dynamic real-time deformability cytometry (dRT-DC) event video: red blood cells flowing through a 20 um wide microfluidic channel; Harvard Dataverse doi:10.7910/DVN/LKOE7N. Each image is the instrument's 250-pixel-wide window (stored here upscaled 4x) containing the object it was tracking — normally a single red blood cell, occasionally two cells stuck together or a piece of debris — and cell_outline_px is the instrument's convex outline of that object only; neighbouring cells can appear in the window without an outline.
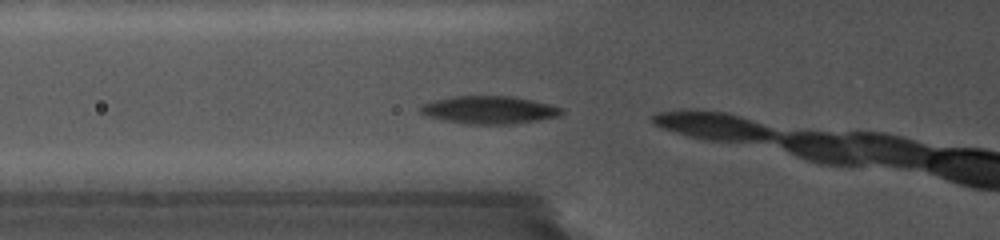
{"species": "common noctule bat (a hibernating species)", "species_latin": "Nyctalus noctula", "temperature_condition": "cold", "stored_images_in_passage": 3, "camera_frame_rate_fps": 5000, "um_per_image_px": 0.085, "animal": {"sex": "female", "body_mass_g": 19.0, "forearm_length_mm": 56.7}, "frame": {"image": 1, "passage_image": 2, "time_ms": 0.4, "image_size_px": [1000, 240], "cell_outline_px": [[564, 112], [560, 116], [536, 120], [508, 124], [472, 124], [444, 120], [428, 116], [420, 112], [420, 108], [424, 104], [432, 100], [452, 96], [512, 96], [532, 100], [564, 108]], "centroid_in_image_um": [41.6, 9.33], "position_along_channel_um": 84.2, "area_um2": 22.66}}